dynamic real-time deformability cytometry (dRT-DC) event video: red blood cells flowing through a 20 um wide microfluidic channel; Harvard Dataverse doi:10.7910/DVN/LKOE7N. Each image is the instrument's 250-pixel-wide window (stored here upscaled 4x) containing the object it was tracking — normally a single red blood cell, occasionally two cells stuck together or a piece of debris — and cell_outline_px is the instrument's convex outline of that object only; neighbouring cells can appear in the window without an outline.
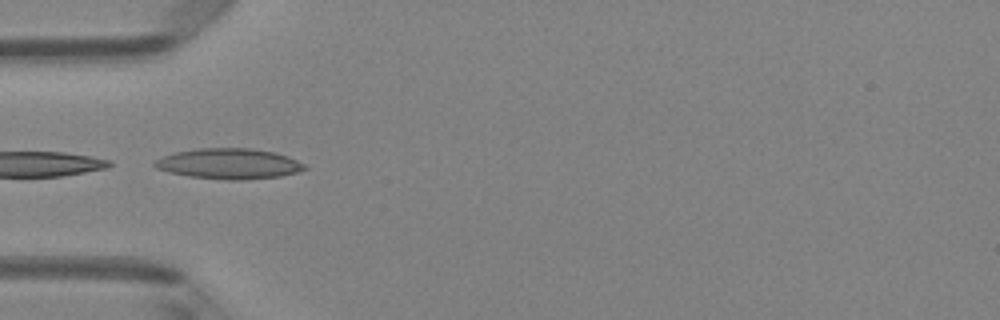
{"species": "Egyptian fruit bat (a non-hibernating species)", "species_latin": "Rousettus aegyptiacus", "temperature_condition": "room temperature", "stored_images_in_passage": 5, "camera_frame_rate_fps": 3000, "um_per_image_px": 0.085, "animal": {"sex": "female"}, "frame": {"image": 1, "passage_image": 4, "time_ms": 1.0, "image_size_px": [1000, 320], "cell_outline_px": [[308, 168], [296, 172], [280, 176], [240, 180], [228, 180], [188, 176], [168, 172], [156, 168], [152, 164], [156, 160], [164, 156], [176, 152], [200, 148], [248, 148], [276, 152], [288, 156], [304, 164]], "centroid_in_image_um": [19.46, 13.91], "position_along_channel_um": 65.5, "area_um2": 26.53}}
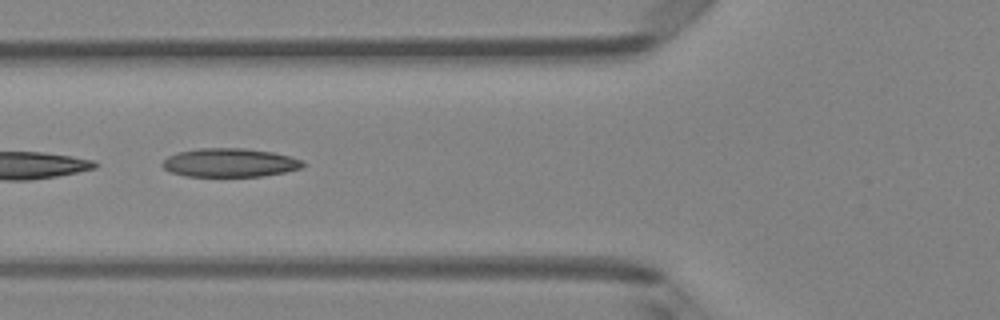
{"frame": {"image": 2, "passage_image": 5, "time_ms": 1.333, "image_size_px": [1000, 320], "cell_outline_px": [[304, 164], [300, 168], [284, 172], [264, 176], [184, 176], [172, 172], [164, 168], [160, 164], [168, 156], [176, 152], [200, 148], [244, 148], [272, 152], [304, 160]], "centroid_in_image_um": [19.51, 13.82], "position_along_channel_um": 106.3, "area_um2": 23.41}}